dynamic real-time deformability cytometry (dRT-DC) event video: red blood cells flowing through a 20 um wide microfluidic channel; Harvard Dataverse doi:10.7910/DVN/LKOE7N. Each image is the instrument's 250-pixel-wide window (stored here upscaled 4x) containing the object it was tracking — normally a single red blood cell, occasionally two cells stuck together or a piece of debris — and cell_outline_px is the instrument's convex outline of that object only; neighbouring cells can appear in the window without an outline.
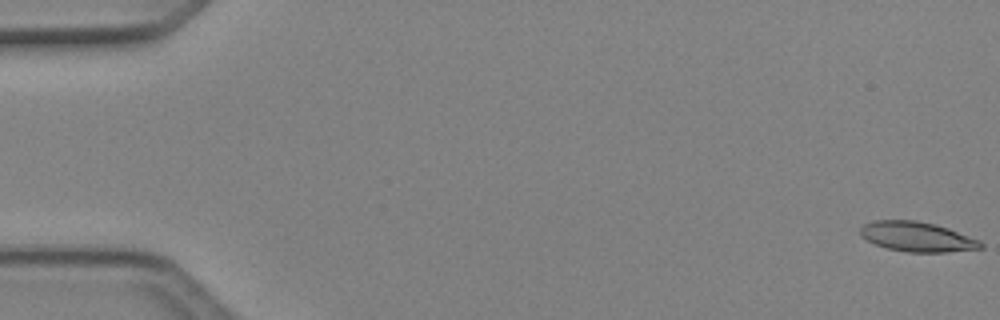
{"species": "Egyptian fruit bat (a non-hibernating species)", "species_latin": "Rousettus aegyptiacus", "temperature_condition": "cold", "stored_images_in_passage": 4, "camera_frame_rate_fps": 3000, "um_per_image_px": 0.085, "animal": {"sex": "female"}, "frame": {"image": 1, "passage_image": 1, "time_ms": 0.0, "image_size_px": [1000, 320], "cell_outline_px": [[984, 248], [948, 252], [908, 252], [888, 248], [876, 244], [860, 236], [860, 228], [864, 224], [872, 220], [916, 220], [936, 224], [948, 228], [980, 240], [984, 244]], "centroid_in_image_um": [77.97, 20.12], "position_along_channel_um": 7.0, "area_um2": 20.98}}